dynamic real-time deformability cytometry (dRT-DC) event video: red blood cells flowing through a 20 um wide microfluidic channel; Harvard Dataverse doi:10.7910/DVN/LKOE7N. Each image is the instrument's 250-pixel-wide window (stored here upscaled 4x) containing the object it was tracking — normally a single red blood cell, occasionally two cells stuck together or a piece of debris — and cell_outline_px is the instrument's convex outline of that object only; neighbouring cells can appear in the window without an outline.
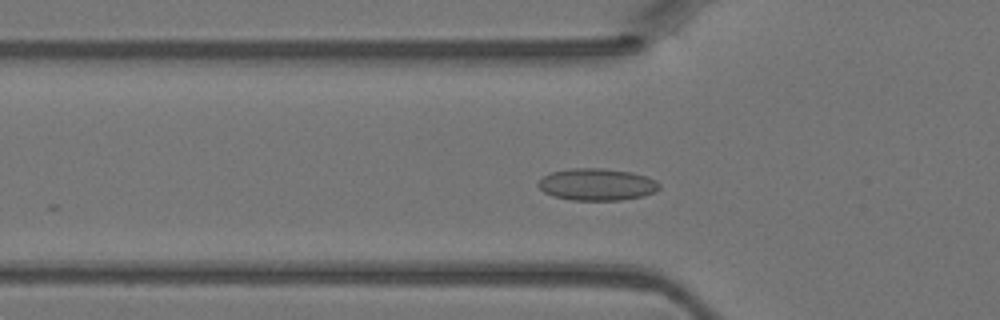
{"species": "Egyptian fruit bat (a non-hibernating species)", "species_latin": "Rousettus aegyptiacus", "temperature_condition": "warm", "stored_images_in_passage": 23, "camera_frame_rate_fps": 3000, "um_per_image_px": 0.085, "animal": {"sex": "female"}, "frame": {"image": 1, "passage_image": 13, "time_ms": 4.0, "image_size_px": [1000, 320], "cell_outline_px": [[660, 188], [656, 192], [644, 196], [620, 200], [572, 200], [552, 196], [544, 192], [536, 184], [544, 176], [552, 172], [572, 168], [604, 168], [632, 172], [648, 176], [656, 180], [660, 184]], "centroid_in_image_um": [50.78, 15.68], "position_along_channel_um": 75.0, "area_um2": 22.77}}
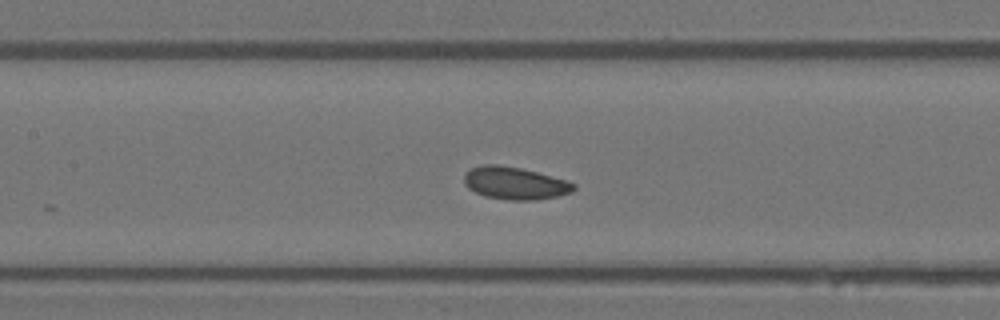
{"frame": {"image": 2, "passage_image": 19, "time_ms": 6.0, "image_size_px": [1000, 320], "cell_outline_px": [[576, 188], [572, 192], [556, 196], [536, 200], [508, 200], [484, 196], [468, 188], [464, 184], [464, 172], [472, 168], [484, 164], [496, 164], [520, 168], [536, 172], [564, 180], [576, 184]], "centroid_in_image_um": [43.73, 15.57], "position_along_channel_um": 163.7, "area_um2": 20.63}}
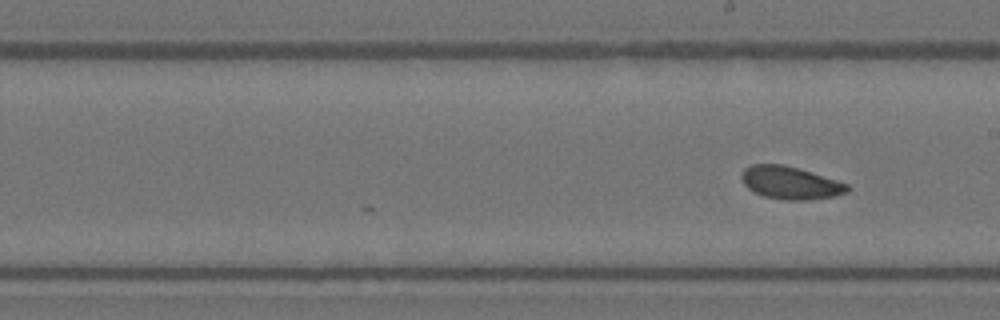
{"frame": {"image": 3, "passage_image": 23, "time_ms": 7.333, "image_size_px": [1000, 320], "cell_outline_px": [[852, 188], [848, 192], [836, 196], [808, 200], [784, 200], [764, 196], [752, 192], [744, 184], [740, 176], [744, 168], [752, 164], [784, 164], [836, 180], [848, 184]], "centroid_in_image_um": [67.17, 15.55], "position_along_channel_um": 221.8, "area_um2": 20.29}}